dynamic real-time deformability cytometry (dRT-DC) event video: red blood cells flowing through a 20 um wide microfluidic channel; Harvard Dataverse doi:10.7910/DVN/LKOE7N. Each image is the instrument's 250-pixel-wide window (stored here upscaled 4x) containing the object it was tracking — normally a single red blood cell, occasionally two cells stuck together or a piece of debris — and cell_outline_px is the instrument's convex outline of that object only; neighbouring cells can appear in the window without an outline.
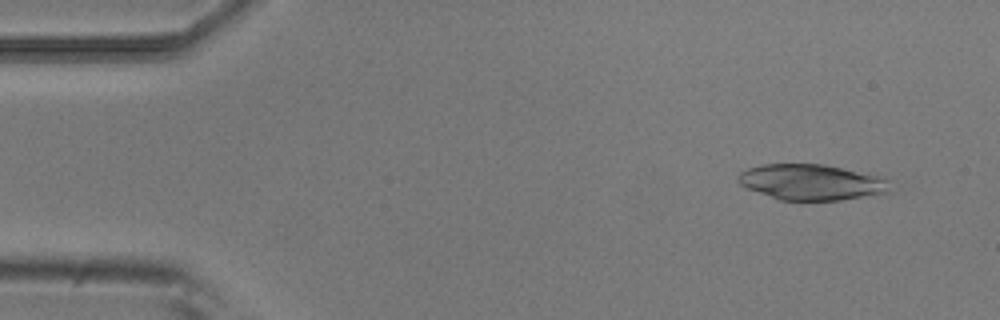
{"species": "common noctule bat (a hibernating species)", "species_latin": "Nyctalus noctula", "temperature_condition": "room temperature", "stored_images_in_passage": 6, "camera_frame_rate_fps": 3000, "um_per_image_px": 0.085, "animal": {"sex": "male", "body_mass_g": 20.5, "forearm_length_mm": 52.5}, "frame": {"image": 1, "passage_image": 1, "time_ms": 0.0, "image_size_px": [1000, 320], "cell_outline_px": [[900, 184], [892, 192], [840, 200], [780, 200], [748, 188], [740, 184], [736, 180], [736, 176], [740, 172], [748, 168], [764, 164], [824, 164], [884, 176]], "centroid_in_image_um": [69.14, 15.48], "position_along_channel_um": 15.9, "area_um2": 32.43}}